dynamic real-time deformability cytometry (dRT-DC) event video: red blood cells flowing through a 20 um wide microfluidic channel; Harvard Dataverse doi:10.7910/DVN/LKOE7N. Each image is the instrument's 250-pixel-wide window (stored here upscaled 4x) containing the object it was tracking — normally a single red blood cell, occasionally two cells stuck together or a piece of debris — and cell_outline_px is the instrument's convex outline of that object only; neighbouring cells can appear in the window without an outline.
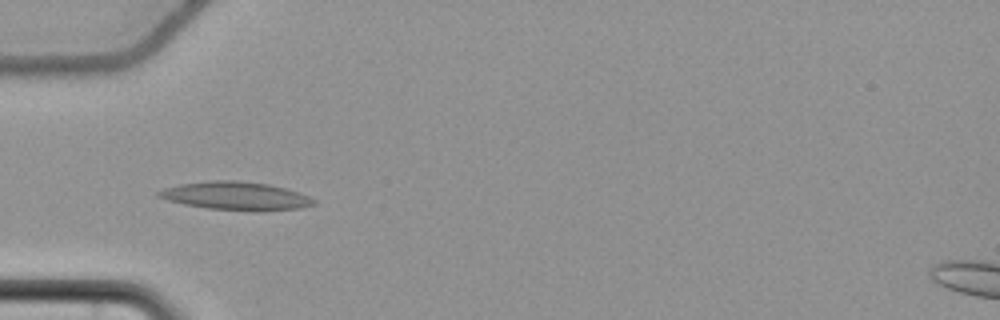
{"species": "common noctule bat (a hibernating species)", "species_latin": "Nyctalus noctula", "temperature_condition": "cold", "stored_images_in_passage": 39, "camera_frame_rate_fps": 3000, "um_per_image_px": 0.085, "animal": {"sex": "female", "body_mass_g": 22.7, "forearm_length_mm": 54.2}, "frame": {"image": 1, "passage_image": 1, "time_ms": 0.0, "image_size_px": [1000, 320], "cell_outline_px": [[316, 204], [300, 208], [208, 208], [184, 204], [168, 200], [156, 196], [156, 192], [164, 188], [180, 184], [212, 180], [236, 180], [268, 184], [300, 192], [316, 200]], "centroid_in_image_um": [19.98, 16.6], "position_along_channel_um": 65.0, "area_um2": 24.33}}
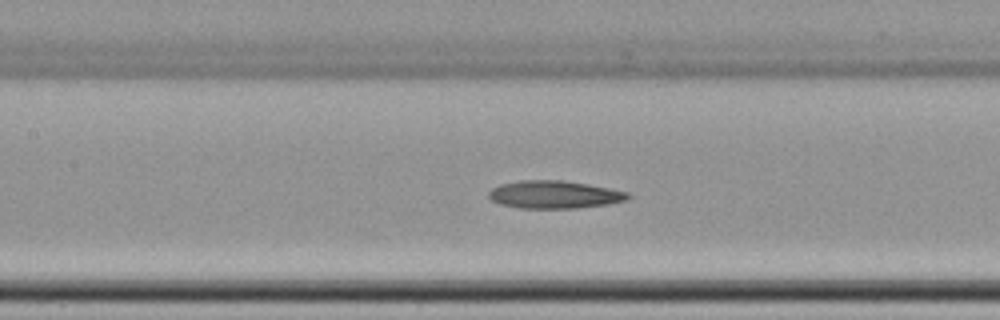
{"frame": {"image": 2, "passage_image": 9, "time_ms": 2.667, "image_size_px": [1000, 320], "cell_outline_px": [[632, 196], [628, 200], [608, 204], [576, 208], [520, 208], [500, 204], [492, 200], [488, 196], [488, 192], [492, 188], [500, 184], [520, 180], [564, 180], [588, 184], [628, 192]], "centroid_in_image_um": [47.12, 16.53], "position_along_channel_um": 160.3, "area_um2": 22.6}}
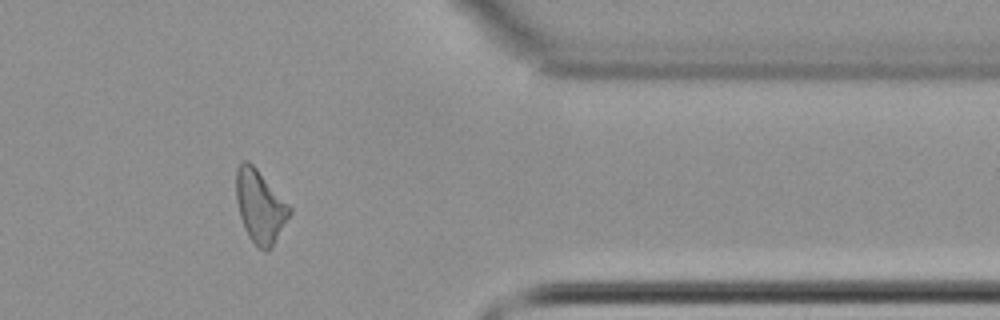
{"frame": {"image": 3, "passage_image": 29, "time_ms": 9.333, "image_size_px": [1000, 320], "cell_outline_px": [[292, 212], [272, 248], [256, 248], [248, 236], [244, 228], [240, 216], [236, 200], [236, 168], [244, 160], [248, 160], [256, 168], [292, 208]], "centroid_in_image_um": [22.1, 17.55], "position_along_channel_um": 389.3, "area_um2": 22.54}, "authors_computed_cell_mechanics": {"area_um2": 22.4264, "velocity_mm_per_s": 3.6859, "shape_relaxation_time_tau1_ms": 6.1165, "shape_relaxation_time_tau2_ms": null, "deformation_change_tau1": 0.1477, "deformation_change_tau2": null}}